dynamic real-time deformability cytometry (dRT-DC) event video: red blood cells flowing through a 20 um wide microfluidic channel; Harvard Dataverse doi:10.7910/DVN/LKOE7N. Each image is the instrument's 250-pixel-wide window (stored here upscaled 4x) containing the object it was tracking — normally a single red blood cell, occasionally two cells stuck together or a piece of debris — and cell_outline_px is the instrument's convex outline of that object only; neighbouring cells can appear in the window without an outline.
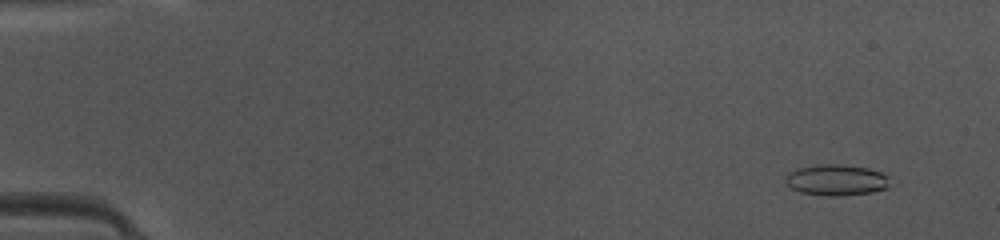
{"species": "common noctule bat (a hibernating species)", "species_latin": "Nyctalus noctula", "temperature_condition": "warm", "stored_images_in_passage": 47, "camera_frame_rate_fps": 3000, "um_per_image_px": 0.085, "animal": {"sex": "female", "body_mass_g": 10.0, "forearm_length_mm": 53.1}, "frame": {"image": 1, "passage_image": 3, "time_ms": 0.667, "image_size_px": [1000, 240], "cell_outline_px": [[888, 188], [872, 192], [840, 196], [828, 196], [800, 192], [792, 188], [784, 180], [788, 172], [796, 168], [820, 164], [840, 164], [868, 168], [880, 172], [888, 176]], "centroid_in_image_um": [71.07, 15.3], "position_along_channel_um": 13.9, "area_um2": 18.9}}
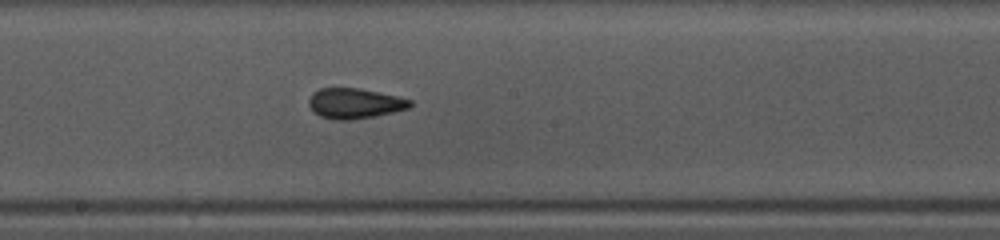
{"frame": {"image": 2, "passage_image": 26, "time_ms": 8.333, "image_size_px": [1000, 240], "cell_outline_px": [[412, 104], [408, 108], [376, 116], [348, 120], [336, 120], [320, 116], [312, 112], [308, 104], [308, 100], [312, 92], [320, 88], [360, 88], [396, 96], [412, 100]], "centroid_in_image_um": [30.1, 8.79], "position_along_channel_um": 218.1, "area_um2": 17.92}}
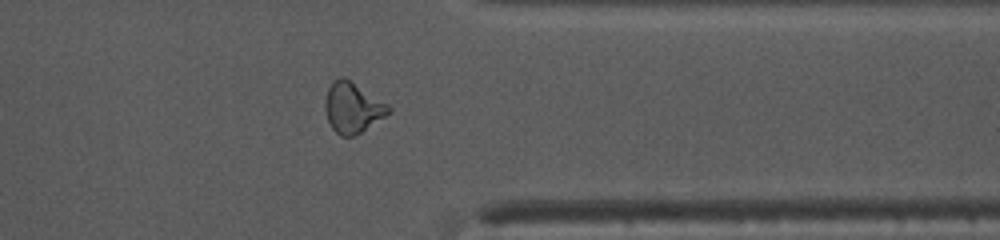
{"frame": {"image": 3, "passage_image": 38, "time_ms": 12.333, "image_size_px": [1000, 240], "cell_outline_px": [[392, 112], [356, 136], [340, 136], [332, 128], [328, 120], [324, 108], [324, 104], [328, 88], [332, 80], [340, 76], [344, 76], [388, 104], [392, 108]], "centroid_in_image_um": [29.98, 9.15], "position_along_channel_um": 381.4, "area_um2": 18.9}, "authors_computed_cell_mechanics": {"area_um2": 18.207, "velocity_mm_per_s": 4.1963, "shape_relaxation_time_tau1_ms": 9.3215, "shape_relaxation_time_tau2_ms": 0.9017, "deformation_change_tau1": 0.1942, "deformation_change_tau2": 0.0822}}